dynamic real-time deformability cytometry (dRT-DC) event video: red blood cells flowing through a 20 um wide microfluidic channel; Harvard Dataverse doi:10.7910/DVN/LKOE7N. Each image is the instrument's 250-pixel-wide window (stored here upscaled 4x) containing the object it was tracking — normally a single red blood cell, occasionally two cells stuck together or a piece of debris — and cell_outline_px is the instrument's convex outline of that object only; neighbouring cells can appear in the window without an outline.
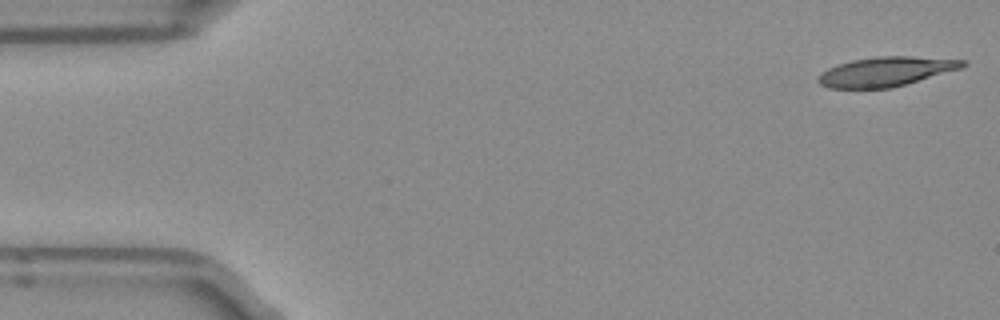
{"species": "Egyptian fruit bat (a non-hibernating species)", "species_latin": "Rousettus aegyptiacus", "temperature_condition": "room temperature", "stored_images_in_passage": 50, "camera_frame_rate_fps": 3000, "um_per_image_px": 0.085, "frame": {"image": 1, "passage_image": 1, "time_ms": 0.0, "image_size_px": [1000, 320], "cell_outline_px": [[968, 64], [960, 68], [892, 88], [828, 88], [820, 84], [816, 80], [816, 76], [828, 68], [852, 60], [876, 56], [912, 56], [968, 60]], "centroid_in_image_um": [75.28, 6.08], "position_along_channel_um": 9.7, "area_um2": 24.74}}
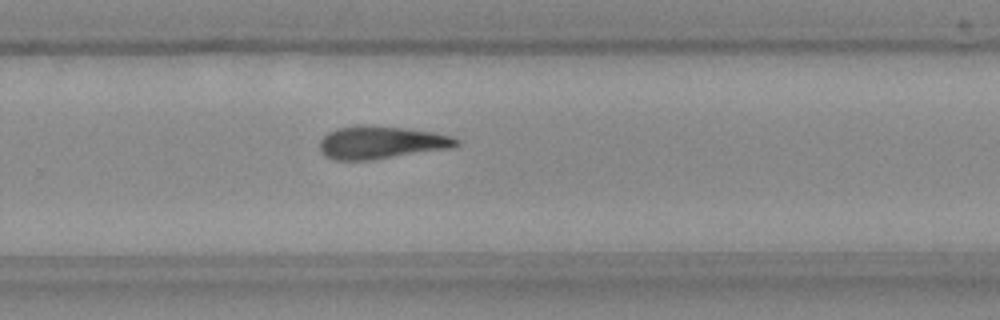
{"frame": {"image": 2, "passage_image": 32, "time_ms": 10.333, "image_size_px": [1000, 320], "cell_outline_px": [[460, 144], [456, 148], [368, 160], [332, 160], [324, 156], [320, 152], [320, 140], [328, 132], [336, 128], [356, 124], [360, 124], [404, 128], [436, 132], [452, 136], [460, 140]], "centroid_in_image_um": [32.42, 12.1], "position_along_channel_um": 297.4, "area_um2": 26.59}}
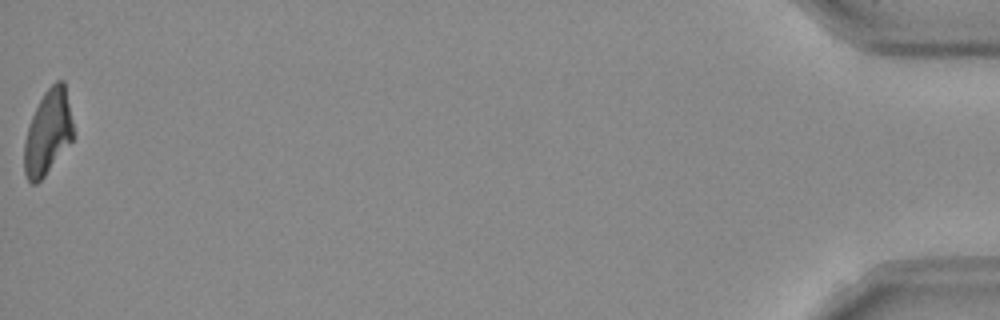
{"frame": {"image": 3, "passage_image": 50, "time_ms": 16.333, "image_size_px": [1000, 320], "cell_outline_px": [[72, 140], [44, 176], [36, 184], [32, 184], [28, 180], [24, 172], [24, 140], [32, 116], [44, 92], [56, 80], [64, 80], [72, 120]], "centroid_in_image_um": [4.05, 11.25], "position_along_channel_um": 431.1, "area_um2": 23.76}}